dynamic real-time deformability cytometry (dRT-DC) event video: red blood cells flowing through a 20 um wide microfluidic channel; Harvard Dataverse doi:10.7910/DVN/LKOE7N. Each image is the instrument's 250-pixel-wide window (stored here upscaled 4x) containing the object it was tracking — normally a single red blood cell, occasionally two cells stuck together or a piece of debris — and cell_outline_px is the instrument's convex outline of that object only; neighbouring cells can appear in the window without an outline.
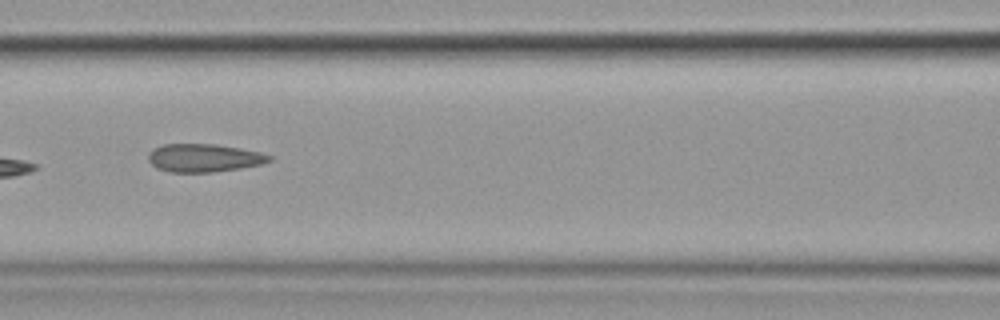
{"species": "common noctule bat (a hibernating species)", "species_latin": "Nyctalus noctula", "temperature_condition": "cold", "stored_images_in_passage": 15, "camera_frame_rate_fps": 3000, "um_per_image_px": 0.085, "animal": {"sex": "female", "body_mass_g": 19.9}, "frame": {"image": 1, "passage_image": 7, "time_ms": 8.0, "image_size_px": [1000, 320], "cell_outline_px": [[272, 160], [260, 164], [240, 168], [212, 172], [172, 172], [156, 168], [148, 160], [148, 152], [152, 148], [164, 144], [216, 144], [240, 148], [260, 152], [272, 156]], "centroid_in_image_um": [17.31, 13.41], "position_along_channel_um": 149.3, "area_um2": 19.83}}
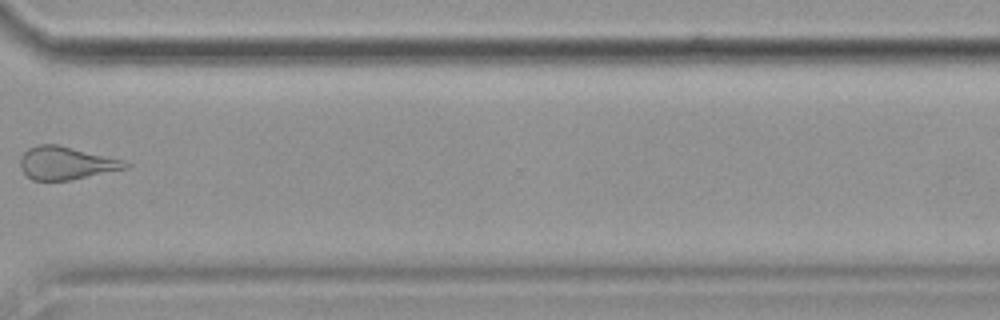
{"frame": {"image": 2, "passage_image": 12, "time_ms": 14.0, "image_size_px": [1000, 320], "cell_outline_px": [[132, 164], [128, 168], [72, 180], [32, 180], [20, 168], [20, 156], [28, 148], [36, 144], [56, 144], [124, 160]], "centroid_in_image_um": [5.62, 13.86], "position_along_channel_um": 365.0, "area_um2": 20.23}}
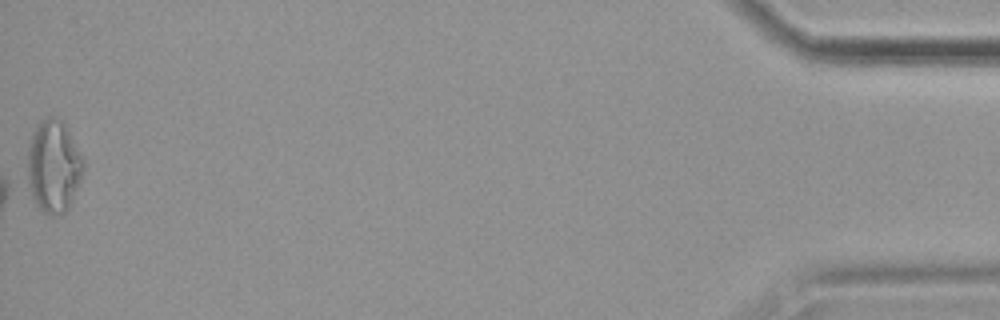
{"frame": {"image": 3, "passage_image": 15, "time_ms": 18.333, "image_size_px": [1000, 320], "cell_outline_px": [[84, 168], [68, 208], [64, 212], [52, 216], [44, 212], [36, 204], [24, 180], [28, 144], [32, 132], [40, 120], [48, 116], [56, 116], [68, 128], [84, 160]], "centroid_in_image_um": [4.49, 14.1], "position_along_channel_um": 430.7, "area_um2": 30.69}, "authors_computed_cell_mechanics": {"area_um2": 20.23, "velocity_mm_per_s": 3.6041, "shape_relaxation_time_tau1_ms": null, "shape_relaxation_time_tau2_ms": 2.9051, "deformation_change_tau1": null, "deformation_change_tau2": 0.0859}}